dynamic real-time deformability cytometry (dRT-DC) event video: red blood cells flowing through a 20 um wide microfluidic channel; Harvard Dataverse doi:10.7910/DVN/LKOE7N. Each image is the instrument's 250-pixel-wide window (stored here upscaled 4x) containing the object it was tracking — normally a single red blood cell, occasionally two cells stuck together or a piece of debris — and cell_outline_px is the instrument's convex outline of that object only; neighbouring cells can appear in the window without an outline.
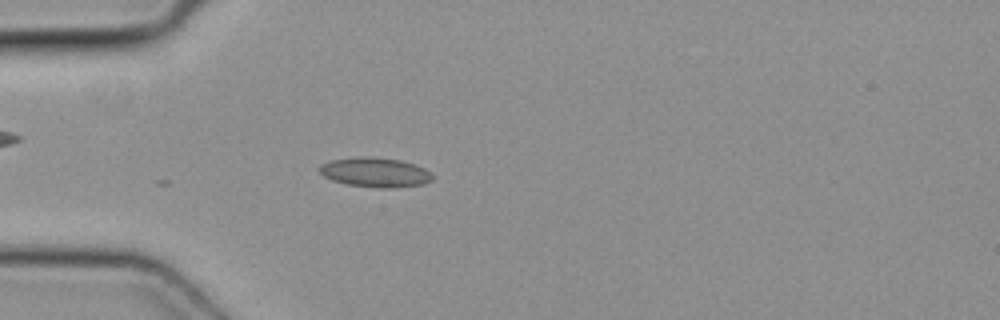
{"species": "common noctule bat (a hibernating species)", "species_latin": "Nyctalus noctula", "temperature_condition": "cold", "stored_images_in_passage": 20, "camera_frame_rate_fps": 3000, "um_per_image_px": 0.085, "animal": {"sex": "female", "body_mass_g": 19.3, "forearm_length_mm": 54.1}, "frame": {"image": 1, "passage_image": 9, "time_ms": 2.667, "image_size_px": [1000, 320], "cell_outline_px": [[432, 180], [424, 184], [392, 188], [376, 188], [348, 184], [332, 180], [324, 176], [320, 172], [320, 164], [332, 160], [400, 160], [424, 168], [432, 172]], "centroid_in_image_um": [31.95, 14.72], "position_along_channel_um": 53.0, "area_um2": 18.32}}
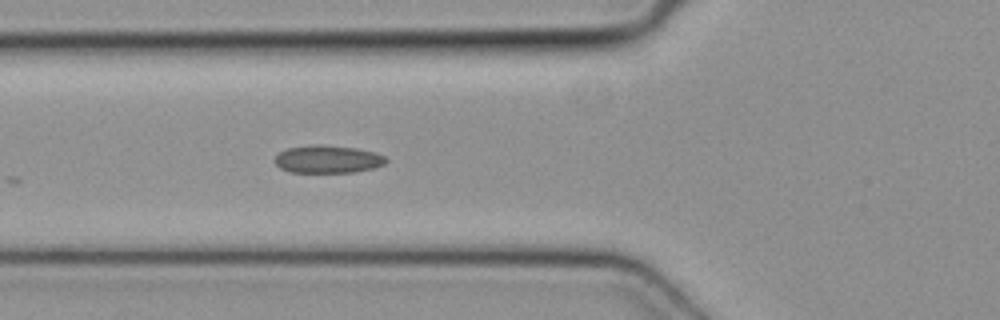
{"frame": {"image": 2, "passage_image": 13, "time_ms": 4.0, "image_size_px": [1000, 320], "cell_outline_px": [[388, 160], [384, 164], [372, 168], [356, 172], [288, 172], [280, 168], [272, 160], [280, 152], [288, 148], [356, 148], [372, 152], [384, 156]], "centroid_in_image_um": [27.86, 13.6], "position_along_channel_um": 97.9, "area_um2": 16.88}}